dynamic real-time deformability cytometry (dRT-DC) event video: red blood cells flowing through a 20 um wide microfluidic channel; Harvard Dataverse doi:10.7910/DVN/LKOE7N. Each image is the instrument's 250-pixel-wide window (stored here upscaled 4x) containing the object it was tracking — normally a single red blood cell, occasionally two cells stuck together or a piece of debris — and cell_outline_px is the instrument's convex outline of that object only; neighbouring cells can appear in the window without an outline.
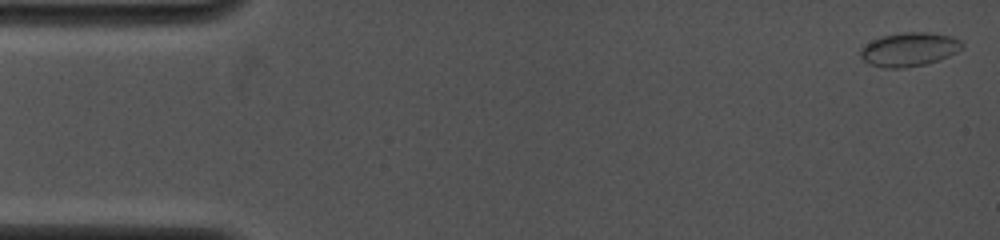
{"species": "common noctule bat (a hibernating species)", "species_latin": "Nyctalus noctula", "temperature_condition": "cold", "stored_images_in_passage": 43, "camera_frame_rate_fps": 4000, "um_per_image_px": 0.085, "animal": {"sex": "female", "body_mass_g": 19.0, "forearm_length_mm": 53.3}, "frame": {"image": 1, "passage_image": 1, "time_ms": 0.0, "image_size_px": [1000, 240], "cell_outline_px": [[964, 48], [940, 60], [924, 64], [900, 68], [884, 68], [868, 64], [860, 56], [860, 48], [872, 40], [884, 36], [904, 32], [928, 32], [952, 36], [960, 40], [964, 44]], "centroid_in_image_um": [77.29, 4.2], "position_along_channel_um": 7.7, "area_um2": 20.06}}
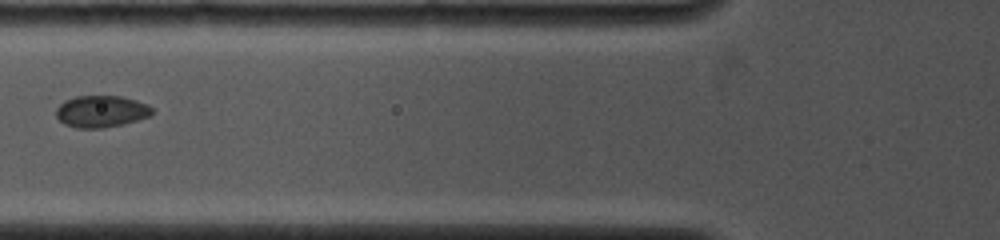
{"frame": {"image": 2, "passage_image": 24, "time_ms": 5.75, "image_size_px": [1000, 240], "cell_outline_px": [[156, 112], [152, 116], [124, 124], [104, 128], [76, 128], [64, 124], [56, 116], [56, 108], [64, 100], [76, 96], [120, 96], [136, 100], [148, 104]], "centroid_in_image_um": [8.64, 9.47], "position_along_channel_um": 117.2, "area_um2": 18.09}}
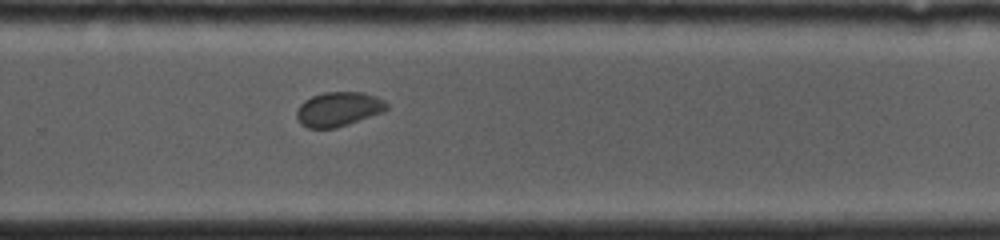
{"frame": {"image": 3, "passage_image": 43, "time_ms": 10.25, "image_size_px": [1000, 240], "cell_outline_px": [[388, 108], [384, 112], [336, 128], [308, 128], [300, 124], [296, 116], [296, 112], [300, 104], [304, 100], [312, 96], [324, 92], [364, 92], [376, 96], [384, 100], [388, 104]], "centroid_in_image_um": [28.78, 9.27], "position_along_channel_um": 301.0, "area_um2": 18.21}}